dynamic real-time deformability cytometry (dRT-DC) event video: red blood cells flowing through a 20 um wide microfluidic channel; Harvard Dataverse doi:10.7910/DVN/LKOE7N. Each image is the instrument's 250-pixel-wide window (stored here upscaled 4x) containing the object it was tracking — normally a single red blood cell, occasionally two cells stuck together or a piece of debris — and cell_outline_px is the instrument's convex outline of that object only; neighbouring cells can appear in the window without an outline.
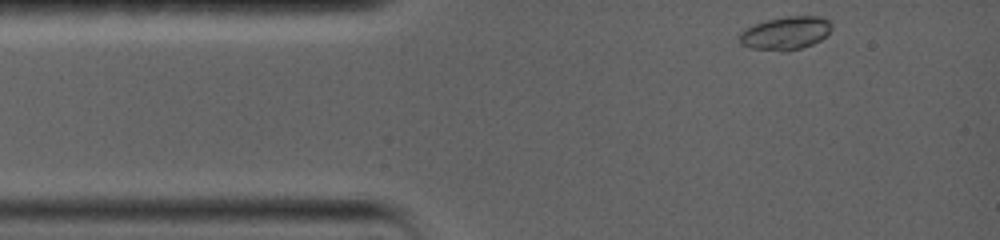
{"species": "common noctule bat (a hibernating species)", "species_latin": "Nyctalus noctula", "temperature_condition": "warm", "stored_images_in_passage": 28, "camera_frame_rate_fps": 5000, "um_per_image_px": 0.085, "animal": {"sex": "female", "body_mass_g": 19.0, "forearm_length_mm": 56.7}, "frame": {"image": 1, "passage_image": 1, "time_ms": 0.0, "image_size_px": [1000, 240], "cell_outline_px": [[832, 28], [820, 40], [812, 44], [788, 52], [780, 52], [748, 48], [740, 44], [740, 32], [744, 28], [768, 20], [788, 16], [816, 16], [828, 20], [832, 24]], "centroid_in_image_um": [66.74, 2.84], "position_along_channel_um": 18.3, "area_um2": 17.86}}
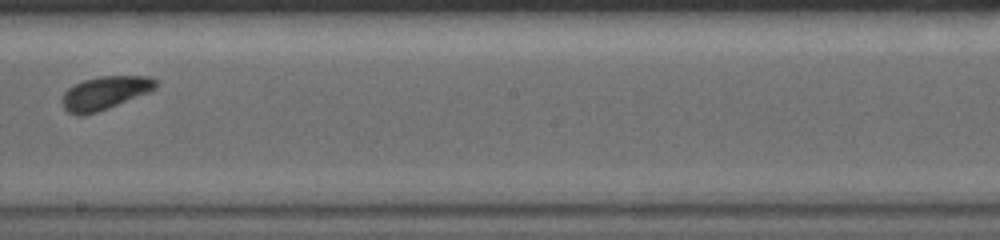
{"frame": {"image": 2, "passage_image": 17, "time_ms": 7.4, "image_size_px": [1000, 240], "cell_outline_px": [[160, 84], [156, 88], [148, 92], [108, 108], [84, 116], [80, 116], [68, 112], [64, 108], [60, 100], [64, 92], [68, 88], [84, 80], [100, 76], [152, 76]], "centroid_in_image_um": [8.91, 7.9], "position_along_channel_um": 239.3, "area_um2": 18.15}}
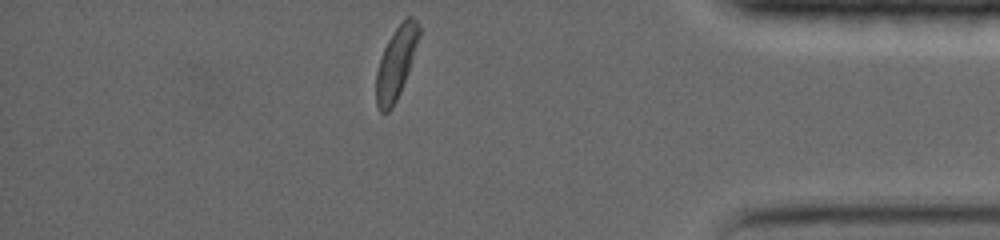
{"frame": {"image": 3, "passage_image": 28, "time_ms": 12.8, "image_size_px": [1000, 240], "cell_outline_px": [[420, 36], [408, 72], [400, 92], [392, 108], [388, 112], [380, 112], [376, 104], [376, 72], [384, 48], [388, 40], [396, 28], [408, 16], [412, 16], [416, 20], [420, 28]], "centroid_in_image_um": [33.66, 5.37], "position_along_channel_um": 401.5, "area_um2": 17.69}, "authors_computed_cell_mechanics": {"area_um2": 17.8891, "velocity_mm_per_s": 3.5638, "shape_relaxation_time_tau1_ms": 1.6626, "shape_relaxation_time_tau2_ms": 6.9743, "deformation_change_tau1": 0.0896, "deformation_change_tau2": 0.1137}}